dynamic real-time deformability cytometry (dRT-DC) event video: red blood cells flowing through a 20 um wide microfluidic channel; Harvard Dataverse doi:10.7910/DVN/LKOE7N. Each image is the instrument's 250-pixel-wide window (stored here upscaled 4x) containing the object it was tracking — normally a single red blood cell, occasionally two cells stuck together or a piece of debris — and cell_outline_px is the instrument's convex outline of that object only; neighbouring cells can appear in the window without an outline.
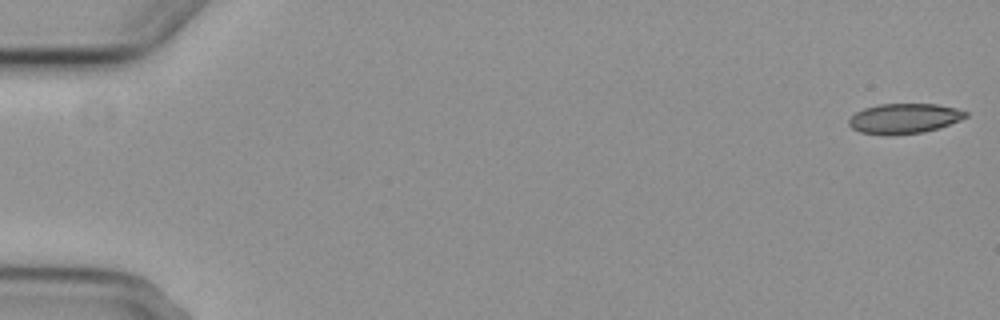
{"species": "common noctule bat (a hibernating species)", "species_latin": "Nyctalus noctula", "temperature_condition": "cold", "stored_images_in_passage": 8, "camera_frame_rate_fps": 3000, "um_per_image_px": 0.085, "animal": {"sex": "female", "body_mass_g": 29.2, "forearm_length_mm": 56.3}, "frame": {"image": 1, "passage_image": 1, "time_ms": 0.0, "image_size_px": [1000, 320], "cell_outline_px": [[968, 116], [960, 120], [924, 132], [860, 132], [852, 128], [848, 124], [848, 120], [856, 112], [864, 108], [880, 104], [936, 104], [956, 108], [968, 112]], "centroid_in_image_um": [76.89, 10.02], "position_along_channel_um": 8.1, "area_um2": 19.54}}
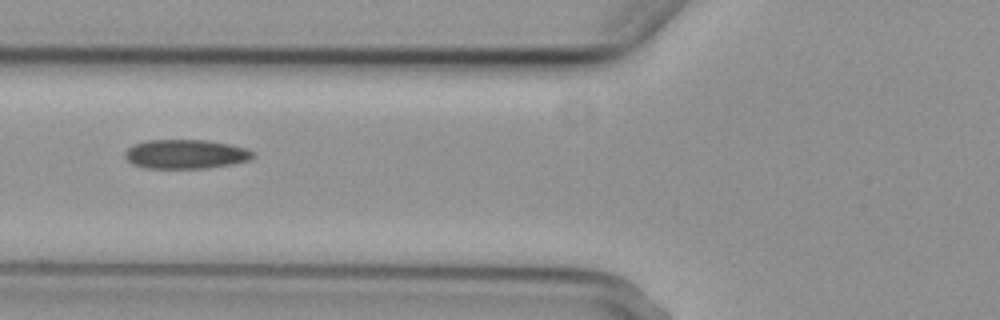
{"frame": {"image": 2, "passage_image": 7, "time_ms": 7.0, "image_size_px": [1000, 320], "cell_outline_px": [[256, 156], [248, 160], [232, 164], [208, 168], [144, 168], [132, 164], [124, 156], [124, 152], [132, 144], [148, 140], [208, 140], [248, 148]], "centroid_in_image_um": [15.77, 13.1], "position_along_channel_um": 110.0, "area_um2": 21.91}}
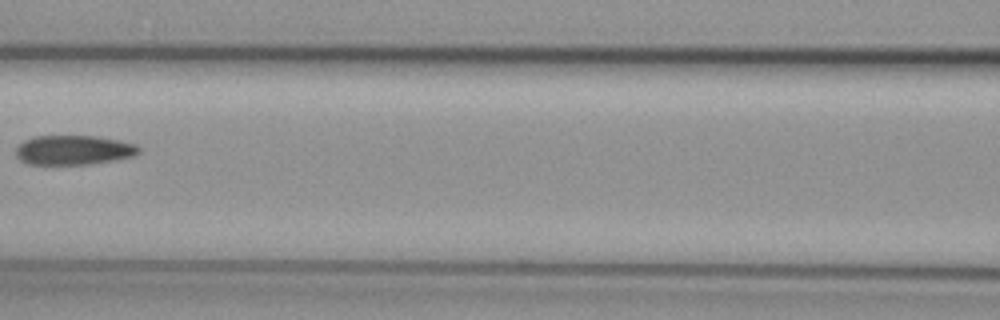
{"frame": {"image": 3, "passage_image": 8, "time_ms": 8.333, "image_size_px": [1000, 320], "cell_outline_px": [[140, 152], [132, 156], [112, 160], [88, 164], [28, 164], [20, 160], [16, 156], [16, 148], [24, 140], [36, 136], [96, 136], [120, 140], [136, 144], [140, 148]], "centroid_in_image_um": [6.25, 12.75], "position_along_channel_um": 160.3, "area_um2": 21.04}}